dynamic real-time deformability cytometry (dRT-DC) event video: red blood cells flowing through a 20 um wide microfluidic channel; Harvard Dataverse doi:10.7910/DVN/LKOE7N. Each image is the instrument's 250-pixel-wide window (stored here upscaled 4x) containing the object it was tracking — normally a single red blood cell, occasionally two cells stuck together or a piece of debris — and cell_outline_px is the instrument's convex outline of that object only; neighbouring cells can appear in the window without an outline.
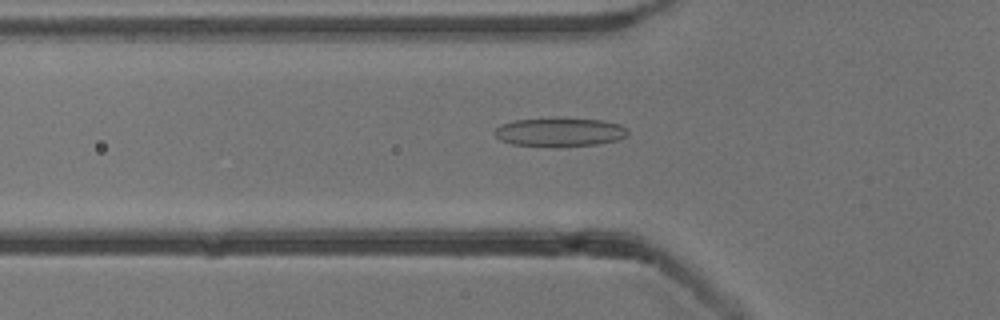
{"species": "common noctule bat (a hibernating species)", "species_latin": "Nyctalus noctula", "temperature_condition": "cold", "stored_images_in_passage": 53, "camera_frame_rate_fps": 3000, "um_per_image_px": 0.085, "animal": {"sex": "male", "body_mass_g": 13.3}, "frame": {"image": 1, "passage_image": 18, "time_ms": 5.667, "image_size_px": [1000, 320], "cell_outline_px": [[628, 136], [620, 140], [596, 144], [512, 144], [500, 140], [492, 132], [500, 124], [516, 120], [604, 120], [620, 124], [628, 128]], "centroid_in_image_um": [47.63, 11.22], "position_along_channel_um": 78.2, "area_um2": 20.98}}
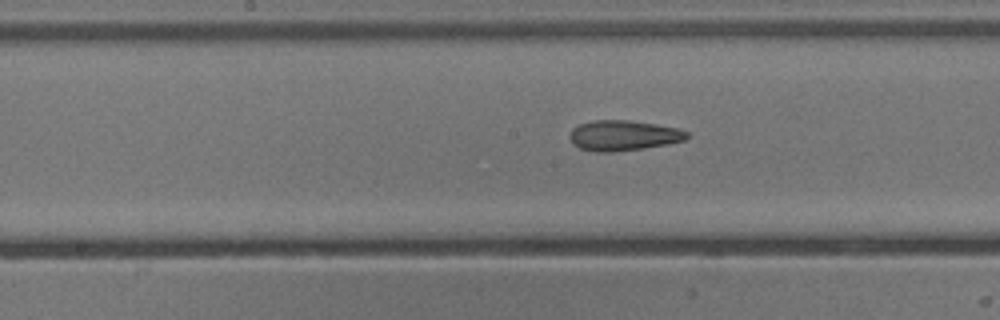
{"frame": {"image": 2, "passage_image": 27, "time_ms": 8.667, "image_size_px": [1000, 320], "cell_outline_px": [[688, 136], [684, 140], [668, 144], [644, 148], [612, 152], [596, 152], [580, 148], [572, 144], [568, 136], [572, 128], [580, 124], [592, 120], [628, 120], [656, 124], [676, 128], [688, 132]], "centroid_in_image_um": [52.94, 11.52], "position_along_channel_um": 195.3, "area_um2": 20.75}}
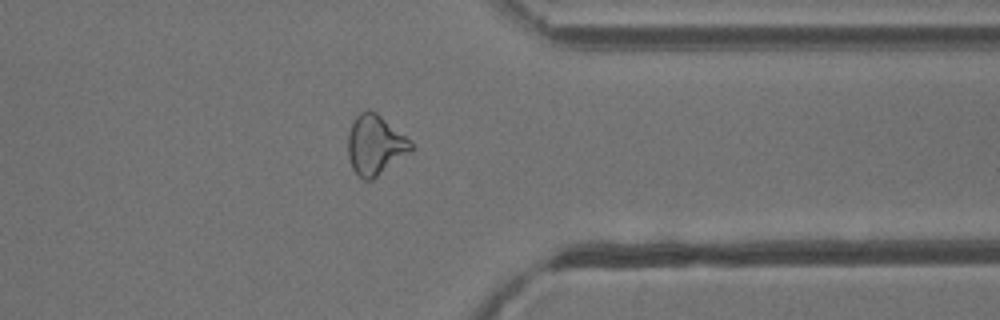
{"frame": {"image": 3, "passage_image": 42, "time_ms": 13.667, "image_size_px": [1000, 320], "cell_outline_px": [[412, 152], [372, 180], [364, 180], [352, 168], [348, 156], [348, 136], [352, 124], [356, 116], [360, 112], [368, 108], [376, 112], [412, 140]], "centroid_in_image_um": [31.92, 12.31], "position_along_channel_um": 379.5, "area_um2": 22.14}, "authors_computed_cell_mechanics": {"area_um2": 22.0218, "velocity_mm_per_s": 3.8554, "shape_relaxation_time_tau1_ms": 6.9106, "shape_relaxation_time_tau2_ms": 3.1214, "deformation_change_tau1": 0.1903, "deformation_change_tau2": 0.1292}}